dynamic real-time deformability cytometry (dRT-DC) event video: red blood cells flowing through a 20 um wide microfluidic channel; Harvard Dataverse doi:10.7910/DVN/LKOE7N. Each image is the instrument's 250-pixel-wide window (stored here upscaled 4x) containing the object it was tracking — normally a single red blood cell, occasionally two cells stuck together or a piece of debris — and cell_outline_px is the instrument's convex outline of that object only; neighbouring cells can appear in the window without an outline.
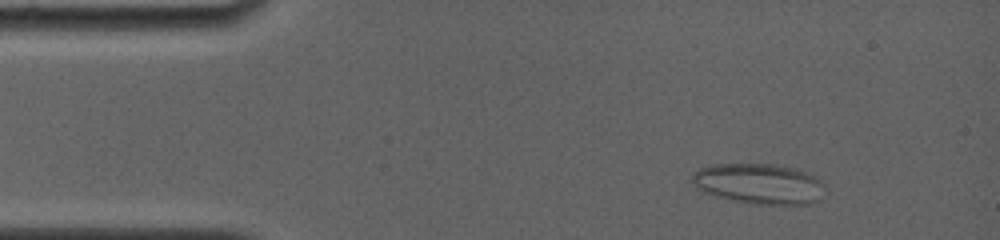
{"species": "common noctule bat (a hibernating species)", "species_latin": "Nyctalus noctula", "temperature_condition": "room temperature", "stored_images_in_passage": 5, "camera_frame_rate_fps": 4000, "um_per_image_px": 0.085, "animal": {"sex": "female", "body_mass_g": 19.0, "forearm_length_mm": 56.7}, "frame": {"image": 1, "passage_image": 2, "time_ms": 1.0, "image_size_px": [1000, 240], "cell_outline_px": [[824, 184], [820, 200], [812, 204], [756, 204], [736, 200], [700, 192], [692, 184], [692, 172], [700, 168], [712, 164], [776, 164], [808, 172], [816, 176]], "centroid_in_image_um": [64.51, 15.61], "position_along_channel_um": 20.5, "area_um2": 31.44}}